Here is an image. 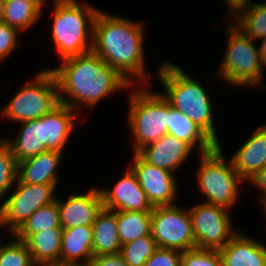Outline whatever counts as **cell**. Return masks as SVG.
<instances>
[{
	"instance_id": "obj_1",
	"label": "cell",
	"mask_w": 266,
	"mask_h": 266,
	"mask_svg": "<svg viewBox=\"0 0 266 266\" xmlns=\"http://www.w3.org/2000/svg\"><path fill=\"white\" fill-rule=\"evenodd\" d=\"M60 63L47 69L55 75L60 103L70 106L79 114L82 107L85 110L93 109L92 107L101 103L105 97L115 91L128 92L132 85L93 51L62 60Z\"/></svg>"
},
{
	"instance_id": "obj_2",
	"label": "cell",
	"mask_w": 266,
	"mask_h": 266,
	"mask_svg": "<svg viewBox=\"0 0 266 266\" xmlns=\"http://www.w3.org/2000/svg\"><path fill=\"white\" fill-rule=\"evenodd\" d=\"M144 28V22L111 15L102 10L97 13L94 21L92 51L132 85H151L145 66Z\"/></svg>"
},
{
	"instance_id": "obj_3",
	"label": "cell",
	"mask_w": 266,
	"mask_h": 266,
	"mask_svg": "<svg viewBox=\"0 0 266 266\" xmlns=\"http://www.w3.org/2000/svg\"><path fill=\"white\" fill-rule=\"evenodd\" d=\"M164 89L163 96L170 105L185 114L217 145L220 144L215 127L213 104L203 83L190 76L182 67L168 60L162 62L156 72ZM201 83V84H200Z\"/></svg>"
},
{
	"instance_id": "obj_4",
	"label": "cell",
	"mask_w": 266,
	"mask_h": 266,
	"mask_svg": "<svg viewBox=\"0 0 266 266\" xmlns=\"http://www.w3.org/2000/svg\"><path fill=\"white\" fill-rule=\"evenodd\" d=\"M78 0H62L52 8V42L59 60L92 51L94 21L99 8Z\"/></svg>"
},
{
	"instance_id": "obj_5",
	"label": "cell",
	"mask_w": 266,
	"mask_h": 266,
	"mask_svg": "<svg viewBox=\"0 0 266 266\" xmlns=\"http://www.w3.org/2000/svg\"><path fill=\"white\" fill-rule=\"evenodd\" d=\"M148 86L131 85L127 94L129 105L126 120L133 138L132 153L159 140L168 131V100L160 91L153 92Z\"/></svg>"
},
{
	"instance_id": "obj_6",
	"label": "cell",
	"mask_w": 266,
	"mask_h": 266,
	"mask_svg": "<svg viewBox=\"0 0 266 266\" xmlns=\"http://www.w3.org/2000/svg\"><path fill=\"white\" fill-rule=\"evenodd\" d=\"M226 25V50L214 77L232 87H263L265 70L259 47L231 22Z\"/></svg>"
},
{
	"instance_id": "obj_7",
	"label": "cell",
	"mask_w": 266,
	"mask_h": 266,
	"mask_svg": "<svg viewBox=\"0 0 266 266\" xmlns=\"http://www.w3.org/2000/svg\"><path fill=\"white\" fill-rule=\"evenodd\" d=\"M222 144L211 151L198 154L196 181L198 193L205 203L215 204L230 210L239 202L240 185L246 183L235 171L233 163L225 158ZM238 199V201H237Z\"/></svg>"
},
{
	"instance_id": "obj_8",
	"label": "cell",
	"mask_w": 266,
	"mask_h": 266,
	"mask_svg": "<svg viewBox=\"0 0 266 266\" xmlns=\"http://www.w3.org/2000/svg\"><path fill=\"white\" fill-rule=\"evenodd\" d=\"M25 81L9 99L0 114L6 121L17 123L40 119L60 104L57 81L50 69L39 71Z\"/></svg>"
},
{
	"instance_id": "obj_9",
	"label": "cell",
	"mask_w": 266,
	"mask_h": 266,
	"mask_svg": "<svg viewBox=\"0 0 266 266\" xmlns=\"http://www.w3.org/2000/svg\"><path fill=\"white\" fill-rule=\"evenodd\" d=\"M58 184L23 183L18 178L8 197L0 202V223L13 235L39 208L56 200Z\"/></svg>"
},
{
	"instance_id": "obj_10",
	"label": "cell",
	"mask_w": 266,
	"mask_h": 266,
	"mask_svg": "<svg viewBox=\"0 0 266 266\" xmlns=\"http://www.w3.org/2000/svg\"><path fill=\"white\" fill-rule=\"evenodd\" d=\"M151 235L158 248L181 252L196 248L189 210L178 204L153 208Z\"/></svg>"
},
{
	"instance_id": "obj_11",
	"label": "cell",
	"mask_w": 266,
	"mask_h": 266,
	"mask_svg": "<svg viewBox=\"0 0 266 266\" xmlns=\"http://www.w3.org/2000/svg\"><path fill=\"white\" fill-rule=\"evenodd\" d=\"M188 210L198 249L220 250L238 232L232 225L229 208L201 201Z\"/></svg>"
},
{
	"instance_id": "obj_12",
	"label": "cell",
	"mask_w": 266,
	"mask_h": 266,
	"mask_svg": "<svg viewBox=\"0 0 266 266\" xmlns=\"http://www.w3.org/2000/svg\"><path fill=\"white\" fill-rule=\"evenodd\" d=\"M132 154L129 168L136 175L140 187L152 206L176 204L175 201L180 194L177 174L149 164L138 153Z\"/></svg>"
},
{
	"instance_id": "obj_13",
	"label": "cell",
	"mask_w": 266,
	"mask_h": 266,
	"mask_svg": "<svg viewBox=\"0 0 266 266\" xmlns=\"http://www.w3.org/2000/svg\"><path fill=\"white\" fill-rule=\"evenodd\" d=\"M127 168L113 188L99 187L103 208L112 211L152 212L154 207L140 187L136 175Z\"/></svg>"
},
{
	"instance_id": "obj_14",
	"label": "cell",
	"mask_w": 266,
	"mask_h": 266,
	"mask_svg": "<svg viewBox=\"0 0 266 266\" xmlns=\"http://www.w3.org/2000/svg\"><path fill=\"white\" fill-rule=\"evenodd\" d=\"M62 199V200H61ZM63 229L92 226L103 208L99 187L92 186L85 193H73L68 199L56 197Z\"/></svg>"
},
{
	"instance_id": "obj_15",
	"label": "cell",
	"mask_w": 266,
	"mask_h": 266,
	"mask_svg": "<svg viewBox=\"0 0 266 266\" xmlns=\"http://www.w3.org/2000/svg\"><path fill=\"white\" fill-rule=\"evenodd\" d=\"M194 149L186 142L173 135L165 134L137 153L149 164L176 173L185 164ZM188 158V159H187Z\"/></svg>"
},
{
	"instance_id": "obj_16",
	"label": "cell",
	"mask_w": 266,
	"mask_h": 266,
	"mask_svg": "<svg viewBox=\"0 0 266 266\" xmlns=\"http://www.w3.org/2000/svg\"><path fill=\"white\" fill-rule=\"evenodd\" d=\"M79 115L70 106L60 103L42 117L43 144L48 150L64 152Z\"/></svg>"
},
{
	"instance_id": "obj_17",
	"label": "cell",
	"mask_w": 266,
	"mask_h": 266,
	"mask_svg": "<svg viewBox=\"0 0 266 266\" xmlns=\"http://www.w3.org/2000/svg\"><path fill=\"white\" fill-rule=\"evenodd\" d=\"M219 253L222 266H266V245L240 230Z\"/></svg>"
},
{
	"instance_id": "obj_18",
	"label": "cell",
	"mask_w": 266,
	"mask_h": 266,
	"mask_svg": "<svg viewBox=\"0 0 266 266\" xmlns=\"http://www.w3.org/2000/svg\"><path fill=\"white\" fill-rule=\"evenodd\" d=\"M233 154L235 171L246 182L255 173L266 167V125H262Z\"/></svg>"
},
{
	"instance_id": "obj_19",
	"label": "cell",
	"mask_w": 266,
	"mask_h": 266,
	"mask_svg": "<svg viewBox=\"0 0 266 266\" xmlns=\"http://www.w3.org/2000/svg\"><path fill=\"white\" fill-rule=\"evenodd\" d=\"M63 152L48 150L17 163V178L23 183L58 184Z\"/></svg>"
},
{
	"instance_id": "obj_20",
	"label": "cell",
	"mask_w": 266,
	"mask_h": 266,
	"mask_svg": "<svg viewBox=\"0 0 266 266\" xmlns=\"http://www.w3.org/2000/svg\"><path fill=\"white\" fill-rule=\"evenodd\" d=\"M92 226L63 229L60 265L89 266L92 254Z\"/></svg>"
},
{
	"instance_id": "obj_21",
	"label": "cell",
	"mask_w": 266,
	"mask_h": 266,
	"mask_svg": "<svg viewBox=\"0 0 266 266\" xmlns=\"http://www.w3.org/2000/svg\"><path fill=\"white\" fill-rule=\"evenodd\" d=\"M167 134L188 143L197 153L211 151L217 144L185 114L179 112L168 101ZM200 151V152H199Z\"/></svg>"
},
{
	"instance_id": "obj_22",
	"label": "cell",
	"mask_w": 266,
	"mask_h": 266,
	"mask_svg": "<svg viewBox=\"0 0 266 266\" xmlns=\"http://www.w3.org/2000/svg\"><path fill=\"white\" fill-rule=\"evenodd\" d=\"M19 126L14 138L3 139L10 146L16 163L48 151L43 144L42 118L21 122Z\"/></svg>"
},
{
	"instance_id": "obj_23",
	"label": "cell",
	"mask_w": 266,
	"mask_h": 266,
	"mask_svg": "<svg viewBox=\"0 0 266 266\" xmlns=\"http://www.w3.org/2000/svg\"><path fill=\"white\" fill-rule=\"evenodd\" d=\"M92 239L93 257L120 253L116 211L102 208L92 225Z\"/></svg>"
},
{
	"instance_id": "obj_24",
	"label": "cell",
	"mask_w": 266,
	"mask_h": 266,
	"mask_svg": "<svg viewBox=\"0 0 266 266\" xmlns=\"http://www.w3.org/2000/svg\"><path fill=\"white\" fill-rule=\"evenodd\" d=\"M62 227L46 229L30 235L24 242L37 266L60 265Z\"/></svg>"
},
{
	"instance_id": "obj_25",
	"label": "cell",
	"mask_w": 266,
	"mask_h": 266,
	"mask_svg": "<svg viewBox=\"0 0 266 266\" xmlns=\"http://www.w3.org/2000/svg\"><path fill=\"white\" fill-rule=\"evenodd\" d=\"M43 10L33 0H4L0 21L22 33L38 24Z\"/></svg>"
},
{
	"instance_id": "obj_26",
	"label": "cell",
	"mask_w": 266,
	"mask_h": 266,
	"mask_svg": "<svg viewBox=\"0 0 266 266\" xmlns=\"http://www.w3.org/2000/svg\"><path fill=\"white\" fill-rule=\"evenodd\" d=\"M230 22L255 42L263 39L266 37V0L252 2Z\"/></svg>"
},
{
	"instance_id": "obj_27",
	"label": "cell",
	"mask_w": 266,
	"mask_h": 266,
	"mask_svg": "<svg viewBox=\"0 0 266 266\" xmlns=\"http://www.w3.org/2000/svg\"><path fill=\"white\" fill-rule=\"evenodd\" d=\"M151 215L152 212L116 211L121 245L151 235Z\"/></svg>"
},
{
	"instance_id": "obj_28",
	"label": "cell",
	"mask_w": 266,
	"mask_h": 266,
	"mask_svg": "<svg viewBox=\"0 0 266 266\" xmlns=\"http://www.w3.org/2000/svg\"><path fill=\"white\" fill-rule=\"evenodd\" d=\"M56 227H62L57 200L37 209L13 234V236L25 241L34 233Z\"/></svg>"
},
{
	"instance_id": "obj_29",
	"label": "cell",
	"mask_w": 266,
	"mask_h": 266,
	"mask_svg": "<svg viewBox=\"0 0 266 266\" xmlns=\"http://www.w3.org/2000/svg\"><path fill=\"white\" fill-rule=\"evenodd\" d=\"M157 249L152 235H146L122 245L120 254L128 266H144Z\"/></svg>"
},
{
	"instance_id": "obj_30",
	"label": "cell",
	"mask_w": 266,
	"mask_h": 266,
	"mask_svg": "<svg viewBox=\"0 0 266 266\" xmlns=\"http://www.w3.org/2000/svg\"><path fill=\"white\" fill-rule=\"evenodd\" d=\"M14 239L0 242V266H37L24 241L11 235Z\"/></svg>"
},
{
	"instance_id": "obj_31",
	"label": "cell",
	"mask_w": 266,
	"mask_h": 266,
	"mask_svg": "<svg viewBox=\"0 0 266 266\" xmlns=\"http://www.w3.org/2000/svg\"><path fill=\"white\" fill-rule=\"evenodd\" d=\"M17 179V163L10 146L0 143V202L13 188Z\"/></svg>"
},
{
	"instance_id": "obj_32",
	"label": "cell",
	"mask_w": 266,
	"mask_h": 266,
	"mask_svg": "<svg viewBox=\"0 0 266 266\" xmlns=\"http://www.w3.org/2000/svg\"><path fill=\"white\" fill-rule=\"evenodd\" d=\"M181 266H222L219 250L190 249L181 253Z\"/></svg>"
},
{
	"instance_id": "obj_33",
	"label": "cell",
	"mask_w": 266,
	"mask_h": 266,
	"mask_svg": "<svg viewBox=\"0 0 266 266\" xmlns=\"http://www.w3.org/2000/svg\"><path fill=\"white\" fill-rule=\"evenodd\" d=\"M19 34L21 32L17 28L0 21V62L15 52L19 46Z\"/></svg>"
},
{
	"instance_id": "obj_34",
	"label": "cell",
	"mask_w": 266,
	"mask_h": 266,
	"mask_svg": "<svg viewBox=\"0 0 266 266\" xmlns=\"http://www.w3.org/2000/svg\"><path fill=\"white\" fill-rule=\"evenodd\" d=\"M181 251L158 248L144 266H181Z\"/></svg>"
},
{
	"instance_id": "obj_35",
	"label": "cell",
	"mask_w": 266,
	"mask_h": 266,
	"mask_svg": "<svg viewBox=\"0 0 266 266\" xmlns=\"http://www.w3.org/2000/svg\"><path fill=\"white\" fill-rule=\"evenodd\" d=\"M89 266H128L120 253L93 257Z\"/></svg>"
},
{
	"instance_id": "obj_36",
	"label": "cell",
	"mask_w": 266,
	"mask_h": 266,
	"mask_svg": "<svg viewBox=\"0 0 266 266\" xmlns=\"http://www.w3.org/2000/svg\"><path fill=\"white\" fill-rule=\"evenodd\" d=\"M246 183L252 185V187L258 188V190L261 191V193H259V201L261 203L259 204L266 203V167L261 171L255 173L250 179L246 181Z\"/></svg>"
},
{
	"instance_id": "obj_37",
	"label": "cell",
	"mask_w": 266,
	"mask_h": 266,
	"mask_svg": "<svg viewBox=\"0 0 266 266\" xmlns=\"http://www.w3.org/2000/svg\"><path fill=\"white\" fill-rule=\"evenodd\" d=\"M223 3H226V7H228L229 10H227L229 13L227 15V18L229 19L227 22L231 21L239 12H241L243 9L248 7L252 0H222Z\"/></svg>"
},
{
	"instance_id": "obj_38",
	"label": "cell",
	"mask_w": 266,
	"mask_h": 266,
	"mask_svg": "<svg viewBox=\"0 0 266 266\" xmlns=\"http://www.w3.org/2000/svg\"><path fill=\"white\" fill-rule=\"evenodd\" d=\"M258 47L260 50V57H261L262 65L265 68L266 67V37L260 40V45Z\"/></svg>"
},
{
	"instance_id": "obj_39",
	"label": "cell",
	"mask_w": 266,
	"mask_h": 266,
	"mask_svg": "<svg viewBox=\"0 0 266 266\" xmlns=\"http://www.w3.org/2000/svg\"><path fill=\"white\" fill-rule=\"evenodd\" d=\"M39 7L43 9L44 5L46 4L47 0H33ZM62 0H53L54 4L60 2Z\"/></svg>"
},
{
	"instance_id": "obj_40",
	"label": "cell",
	"mask_w": 266,
	"mask_h": 266,
	"mask_svg": "<svg viewBox=\"0 0 266 266\" xmlns=\"http://www.w3.org/2000/svg\"><path fill=\"white\" fill-rule=\"evenodd\" d=\"M3 1L4 0H0V19H1L2 11H3Z\"/></svg>"
},
{
	"instance_id": "obj_41",
	"label": "cell",
	"mask_w": 266,
	"mask_h": 266,
	"mask_svg": "<svg viewBox=\"0 0 266 266\" xmlns=\"http://www.w3.org/2000/svg\"><path fill=\"white\" fill-rule=\"evenodd\" d=\"M261 207H263L262 210L264 209V210H263V211H265V212H264V213H265L264 215H266V203L262 204ZM265 218H266V217H265Z\"/></svg>"
},
{
	"instance_id": "obj_42",
	"label": "cell",
	"mask_w": 266,
	"mask_h": 266,
	"mask_svg": "<svg viewBox=\"0 0 266 266\" xmlns=\"http://www.w3.org/2000/svg\"><path fill=\"white\" fill-rule=\"evenodd\" d=\"M42 266H67V265H58V264H53V265H42Z\"/></svg>"
},
{
	"instance_id": "obj_43",
	"label": "cell",
	"mask_w": 266,
	"mask_h": 266,
	"mask_svg": "<svg viewBox=\"0 0 266 266\" xmlns=\"http://www.w3.org/2000/svg\"><path fill=\"white\" fill-rule=\"evenodd\" d=\"M2 138H0V143L3 141V139H4V137L3 136H1Z\"/></svg>"
}]
</instances>
